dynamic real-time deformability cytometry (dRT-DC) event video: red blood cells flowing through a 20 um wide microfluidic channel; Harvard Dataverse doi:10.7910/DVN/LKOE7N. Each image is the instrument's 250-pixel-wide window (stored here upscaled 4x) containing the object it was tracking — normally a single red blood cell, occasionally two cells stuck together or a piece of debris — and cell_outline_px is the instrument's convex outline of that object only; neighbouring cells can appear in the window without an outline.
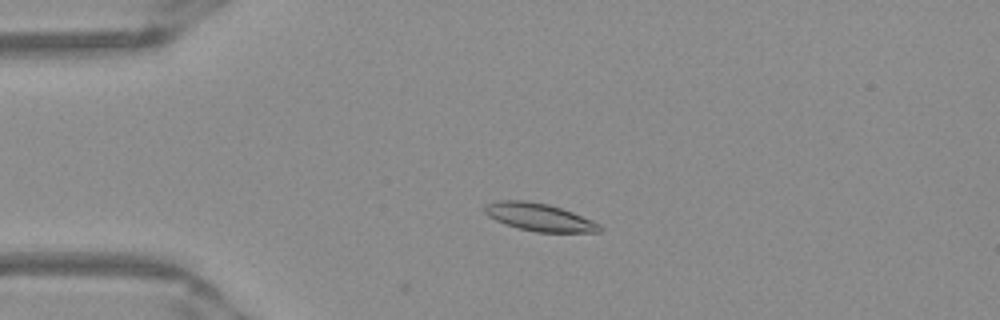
{"species": "Egyptian fruit bat (a non-hibernating species)", "species_latin": "Rousettus aegyptiacus", "temperature_condition": "warm", "stored_images_in_passage": 15, "camera_frame_rate_fps": 3000, "um_per_image_px": 0.085, "frame": {"image": 1, "passage_image": 12, "time_ms": 3.667, "image_size_px": [1000, 320], "cell_outline_px": [[604, 228], [600, 232], [536, 232], [520, 228], [496, 220], [488, 216], [484, 212], [484, 204], [500, 200], [524, 200], [548, 204], [572, 212], [592, 220], [600, 224]], "centroid_in_image_um": [45.85, 18.45], "position_along_channel_um": 39.1, "area_um2": 18.44}}